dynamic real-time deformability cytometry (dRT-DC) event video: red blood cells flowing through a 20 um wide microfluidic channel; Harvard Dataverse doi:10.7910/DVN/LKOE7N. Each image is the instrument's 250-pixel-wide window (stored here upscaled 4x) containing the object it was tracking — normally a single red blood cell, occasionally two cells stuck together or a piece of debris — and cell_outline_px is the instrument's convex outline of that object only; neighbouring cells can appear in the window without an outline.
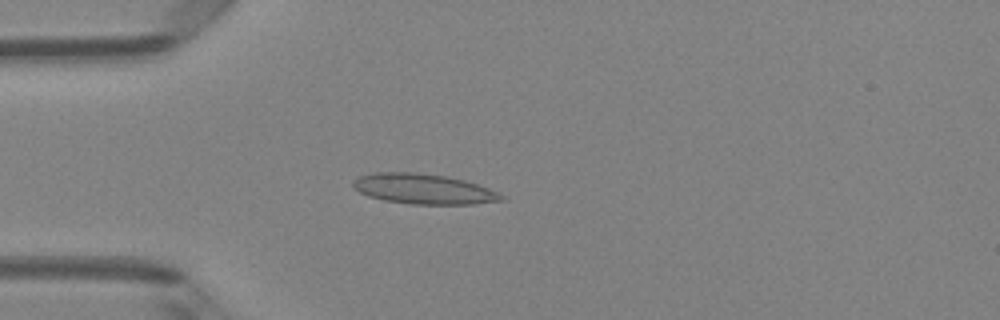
{"species": "Egyptian fruit bat (a non-hibernating species)", "species_latin": "Rousettus aegyptiacus", "temperature_condition": "room temperature", "stored_images_in_passage": 39, "camera_frame_rate_fps": 3000, "um_per_image_px": 0.085, "animal": {"sex": "female"}, "frame": {"image": 1, "passage_image": 4, "time_ms": 1.0, "image_size_px": [1000, 320], "cell_outline_px": [[504, 200], [472, 204], [408, 204], [384, 200], [368, 196], [352, 188], [352, 184], [360, 176], [376, 172], [416, 172], [448, 176], [464, 180], [488, 188], [504, 196]], "centroid_in_image_um": [35.98, 16.06], "position_along_channel_um": 49.0, "area_um2": 26.01}}
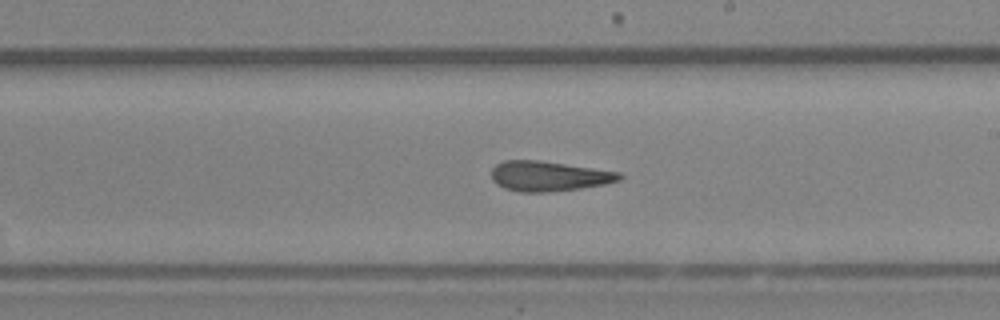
{"frame": {"image": 2, "passage_image": 19, "time_ms": 6.0, "image_size_px": [1000, 320], "cell_outline_px": [[624, 176], [620, 180], [604, 184], [580, 188], [548, 192], [520, 192], [504, 188], [496, 184], [492, 180], [492, 168], [496, 164], [504, 160], [540, 160], [620, 172]], "centroid_in_image_um": [46.63, 14.97], "position_along_channel_um": 242.4, "area_um2": 22.43}}
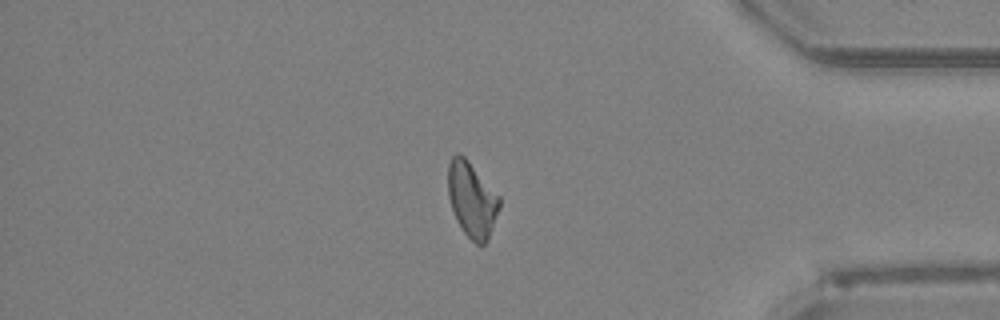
{"frame": {"image": 3, "passage_image": 32, "time_ms": 10.333, "image_size_px": [1000, 320], "cell_outline_px": [[500, 208], [488, 240], [484, 244], [476, 244], [464, 232], [456, 220], [448, 196], [448, 164], [452, 156], [456, 152], [460, 152], [468, 160], [500, 196]], "centroid_in_image_um": [40.11, 16.94], "position_along_channel_um": 395.1, "area_um2": 22.6}, "authors_computed_cell_mechanics": {"area_um2": 22.4842, "velocity_mm_per_s": 4.1482, "shape_relaxation_time_tau1_ms": null, "shape_relaxation_time_tau2_ms": 3.1916, "deformation_change_tau1": null, "deformation_change_tau2": 0.1202}}